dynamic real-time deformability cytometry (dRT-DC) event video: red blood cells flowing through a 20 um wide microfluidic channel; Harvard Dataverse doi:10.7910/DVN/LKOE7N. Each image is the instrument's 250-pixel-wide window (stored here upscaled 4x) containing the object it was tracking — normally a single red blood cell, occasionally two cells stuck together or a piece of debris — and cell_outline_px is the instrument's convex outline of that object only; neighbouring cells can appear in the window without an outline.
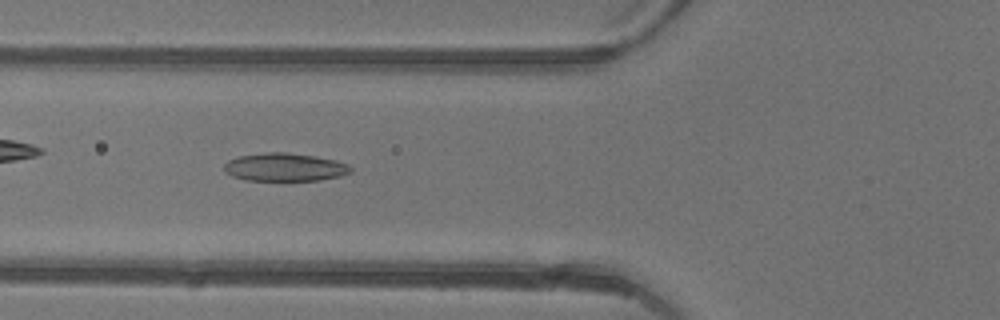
{"species": "common noctule bat (a hibernating species)", "species_latin": "Nyctalus noctula", "temperature_condition": "warm", "stored_images_in_passage": 30, "camera_frame_rate_fps": 3000, "um_per_image_px": 0.085, "animal": {"sex": "female"}, "frame": {"image": 1, "passage_image": 4, "time_ms": 1.0, "image_size_px": [1000, 320], "cell_outline_px": [[352, 172], [340, 176], [320, 180], [244, 180], [232, 176], [224, 172], [224, 164], [228, 160], [240, 156], [268, 152], [288, 152], [336, 160], [348, 164], [352, 168]], "centroid_in_image_um": [24.2, 14.21], "position_along_channel_um": 101.6, "area_um2": 20.69}}
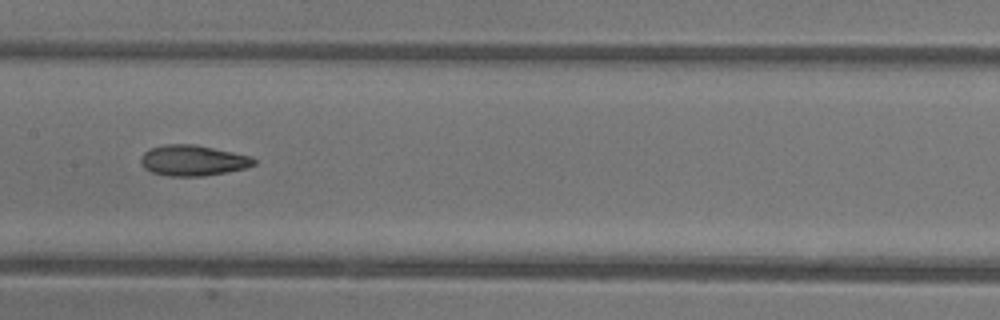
{"frame": {"image": 2, "passage_image": 10, "time_ms": 3.0, "image_size_px": [1000, 320], "cell_outline_px": [[256, 164], [248, 168], [204, 176], [168, 176], [152, 172], [144, 168], [140, 160], [144, 152], [152, 148], [164, 144], [192, 144], [252, 156], [256, 160]], "centroid_in_image_um": [16.42, 13.65], "position_along_channel_um": 191.0, "area_um2": 20.17}}
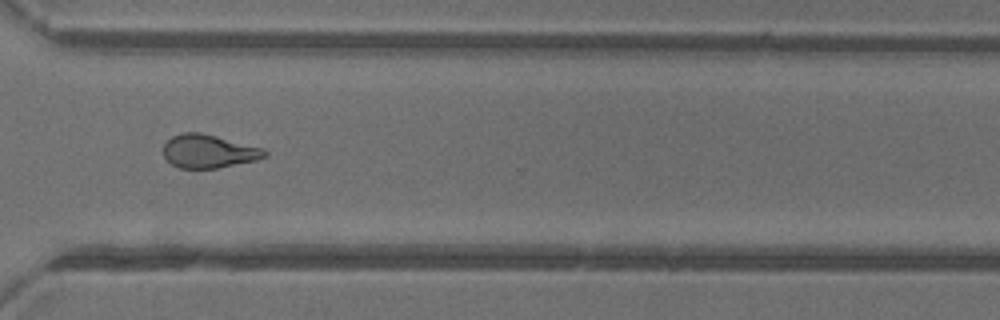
{"frame": {"image": 3, "passage_image": 21, "time_ms": 6.667, "image_size_px": [1000, 320], "cell_outline_px": [[268, 156], [256, 160], [216, 168], [180, 168], [172, 164], [164, 156], [164, 144], [172, 136], [184, 132], [200, 132], [264, 148], [268, 152]], "centroid_in_image_um": [17.76, 12.85], "position_along_channel_um": 352.8, "area_um2": 19.59}, "authors_computed_cell_mechanics": {"area_um2": 19.9699, "velocity_mm_per_s": 4.4354, "shape_relaxation_time_tau1_ms": 10.5225, "shape_relaxation_time_tau2_ms": 2.5777, "deformation_change_tau1": 0.2492, "deformation_change_tau2": 0.0995}}